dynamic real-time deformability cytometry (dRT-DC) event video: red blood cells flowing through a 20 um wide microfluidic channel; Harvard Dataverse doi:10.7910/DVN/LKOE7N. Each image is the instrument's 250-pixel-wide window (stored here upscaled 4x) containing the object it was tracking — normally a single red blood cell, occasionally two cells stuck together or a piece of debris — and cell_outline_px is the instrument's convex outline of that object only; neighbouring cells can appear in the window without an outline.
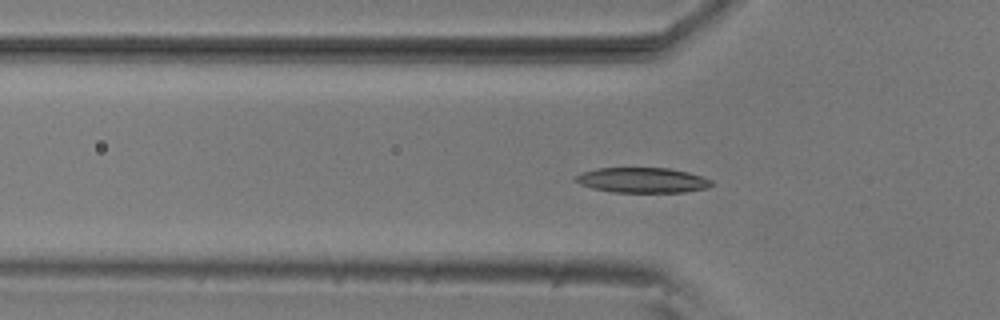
{"species": "common noctule bat (a hibernating species)", "species_latin": "Nyctalus noctula", "temperature_condition": "room temperature", "stored_images_in_passage": 56, "segment_of_instrument_passage": [1, 2], "camera_frame_rate_fps": 3000, "um_per_image_px": 0.085, "animal": {"sex": "male", "body_mass_g": 20.5, "forearm_length_mm": 52.5}, "frame": {"image": 1, "passage_image": 18, "time_ms": 5.667, "image_size_px": [1000, 320], "cell_outline_px": [[712, 184], [708, 188], [684, 192], [612, 192], [592, 188], [580, 184], [572, 180], [576, 176], [584, 172], [596, 168], [668, 168], [688, 172], [704, 176], [712, 180]], "centroid_in_image_um": [54.62, 15.31], "position_along_channel_um": 71.2, "area_um2": 20.0}}
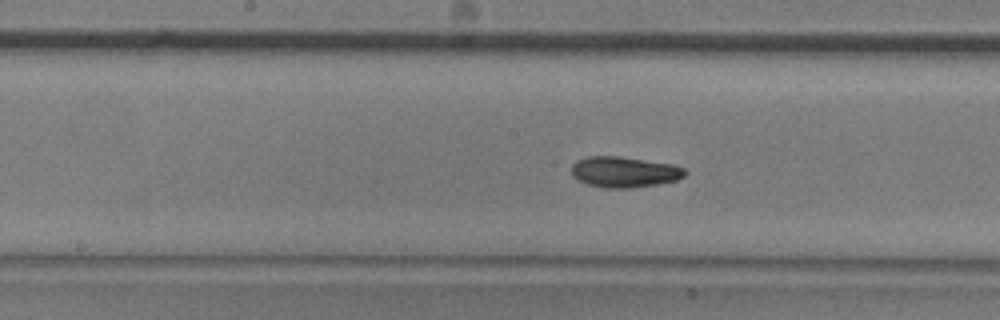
{"frame": {"image": 2, "passage_image": 28, "time_ms": 9.0, "image_size_px": [1000, 320], "cell_outline_px": [[688, 172], [684, 176], [676, 180], [656, 184], [632, 188], [604, 188], [588, 184], [576, 180], [572, 176], [572, 164], [576, 160], [588, 156], [620, 156], [672, 164], [684, 168]], "centroid_in_image_um": [53.04, 14.61], "position_along_channel_um": 195.2, "area_um2": 20.46}}
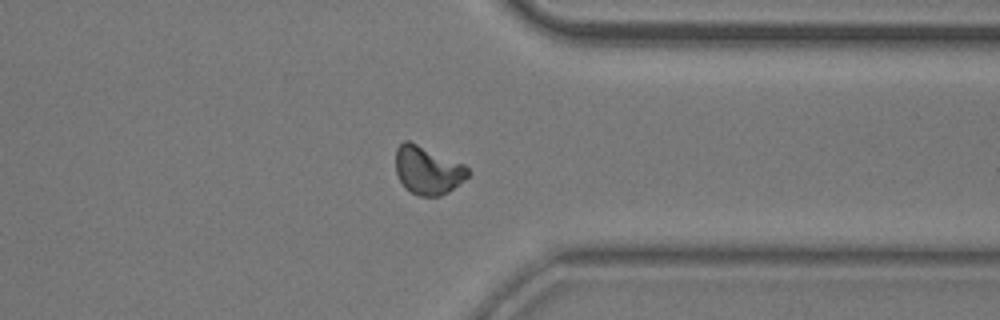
{"frame": {"image": 3, "passage_image": 43, "time_ms": 14.0, "image_size_px": [1000, 320], "cell_outline_px": [[468, 176], [464, 180], [448, 192], [440, 196], [420, 196], [404, 188], [396, 172], [396, 148], [404, 140], [408, 140], [464, 164], [468, 168]], "centroid_in_image_um": [36.34, 14.47], "position_along_channel_um": 375.1, "area_um2": 20.11}}